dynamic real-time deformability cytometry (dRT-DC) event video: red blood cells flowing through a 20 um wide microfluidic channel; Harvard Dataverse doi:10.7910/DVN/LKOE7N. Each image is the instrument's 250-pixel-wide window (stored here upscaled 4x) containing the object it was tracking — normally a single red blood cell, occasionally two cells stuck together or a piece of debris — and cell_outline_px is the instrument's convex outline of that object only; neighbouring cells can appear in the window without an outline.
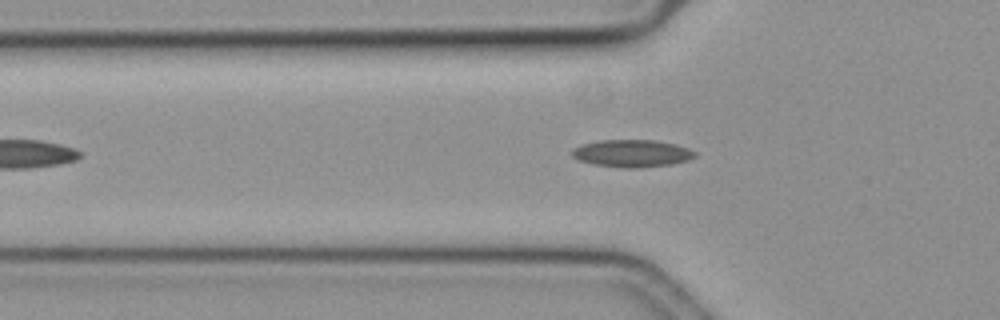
{"species": "common noctule bat (a hibernating species)", "species_latin": "Nyctalus noctula", "temperature_condition": "cold", "stored_images_in_passage": 44, "camera_frame_rate_fps": 3000, "um_per_image_px": 0.085, "animal": {"sex": "female", "body_mass_g": 19.3, "forearm_length_mm": 54.1}, "frame": {"image": 1, "passage_image": 11, "time_ms": 3.333, "image_size_px": [1000, 320], "cell_outline_px": [[696, 156], [688, 160], [668, 164], [640, 168], [620, 168], [592, 164], [580, 160], [572, 156], [572, 148], [580, 144], [600, 140], [656, 140], [676, 144], [688, 148], [696, 152]], "centroid_in_image_um": [53.69, 13.03], "position_along_channel_um": 72.1, "area_um2": 19.71}}
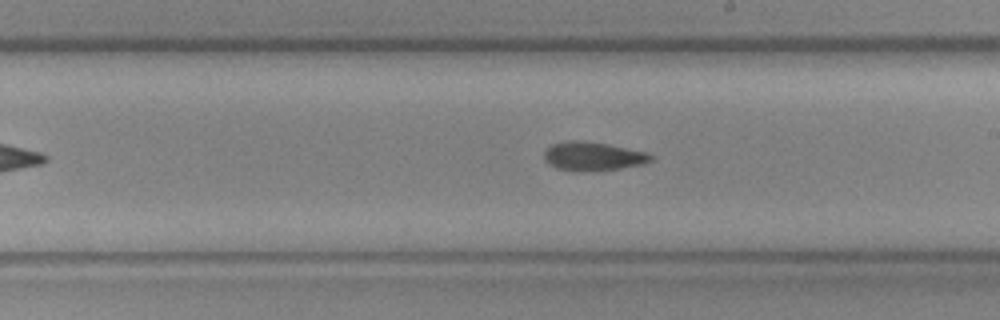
{"frame": {"image": 2, "passage_image": 25, "time_ms": 8.0, "image_size_px": [1000, 320], "cell_outline_px": [[652, 160], [644, 164], [620, 168], [580, 172], [572, 172], [556, 168], [548, 164], [544, 160], [544, 152], [552, 144], [568, 140], [580, 140], [608, 144], [644, 152], [652, 156]], "centroid_in_image_um": [50.34, 13.29], "position_along_channel_um": 238.7, "area_um2": 17.92}}
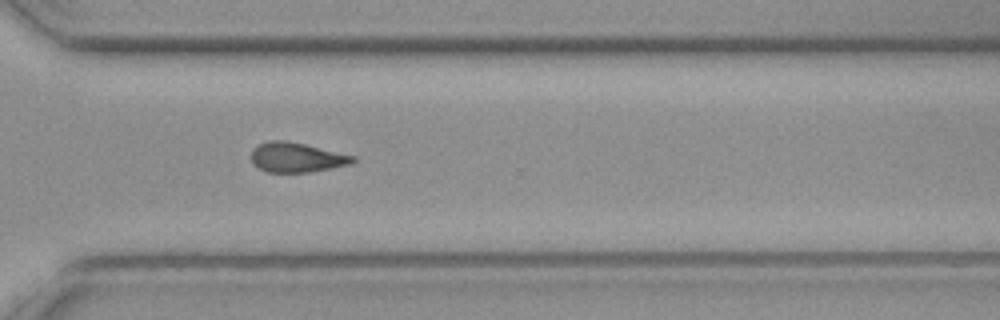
{"frame": {"image": 3, "passage_image": 34, "time_ms": 11.0, "image_size_px": [1000, 320], "cell_outline_px": [[356, 160], [352, 164], [332, 168], [308, 172], [268, 172], [252, 164], [252, 148], [268, 140], [284, 140], [304, 144], [356, 156]], "centroid_in_image_um": [25.22, 13.38], "position_along_channel_um": 345.4, "area_um2": 17.57}}